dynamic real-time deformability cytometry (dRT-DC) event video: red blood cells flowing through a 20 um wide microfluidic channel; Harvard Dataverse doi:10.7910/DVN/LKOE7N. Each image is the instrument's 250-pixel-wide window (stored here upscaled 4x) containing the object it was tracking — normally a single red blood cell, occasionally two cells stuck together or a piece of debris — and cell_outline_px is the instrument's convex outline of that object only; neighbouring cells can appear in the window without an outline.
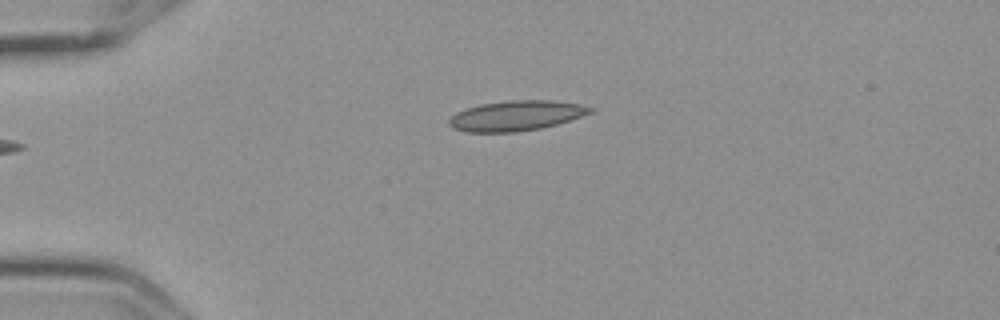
{"species": "Egyptian fruit bat (a non-hibernating species)", "species_latin": "Rousettus aegyptiacus", "temperature_condition": "cold", "stored_images_in_passage": 3, "camera_frame_rate_fps": 3000, "um_per_image_px": 0.085, "frame": {"image": 1, "passage_image": 3, "time_ms": 0.667, "image_size_px": [1000, 320], "cell_outline_px": [[596, 108], [592, 112], [556, 124], [540, 128], [516, 132], [468, 132], [452, 128], [448, 124], [448, 120], [456, 112], [464, 108], [480, 104], [508, 100], [552, 100], [580, 104]], "centroid_in_image_um": [43.84, 9.82], "position_along_channel_um": 41.2, "area_um2": 24.8}}